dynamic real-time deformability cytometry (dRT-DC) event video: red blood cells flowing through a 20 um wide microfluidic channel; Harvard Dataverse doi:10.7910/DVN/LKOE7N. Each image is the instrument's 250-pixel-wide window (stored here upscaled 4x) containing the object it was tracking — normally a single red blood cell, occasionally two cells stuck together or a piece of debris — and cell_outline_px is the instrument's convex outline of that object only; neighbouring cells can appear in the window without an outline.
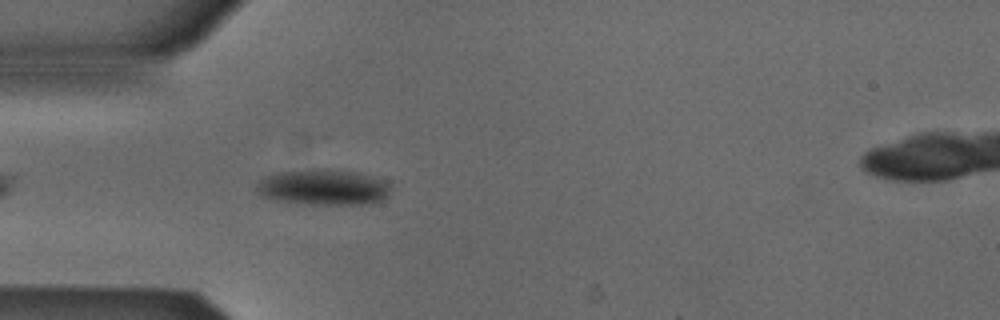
{"species": "Egyptian fruit bat (a non-hibernating species)", "species_latin": "Rousettus aegyptiacus", "temperature_condition": "cold", "stored_images_in_passage": 43, "segment_of_instrument_passage": [1, 2], "camera_frame_rate_fps": 3000, "um_per_image_px": 0.085, "animal": {"sex": "male"}, "frame": {"image": 1, "passage_image": 4, "time_ms": 1.0, "image_size_px": [1000, 320], "cell_outline_px": [[392, 188], [388, 196], [384, 200], [364, 204], [296, 204], [276, 200], [260, 196], [256, 192], [256, 184], [264, 176], [276, 172], [308, 168], [328, 168], [360, 172], [384, 180]], "centroid_in_image_um": [27.46, 15.9], "position_along_channel_um": 57.5, "area_um2": 28.84}}
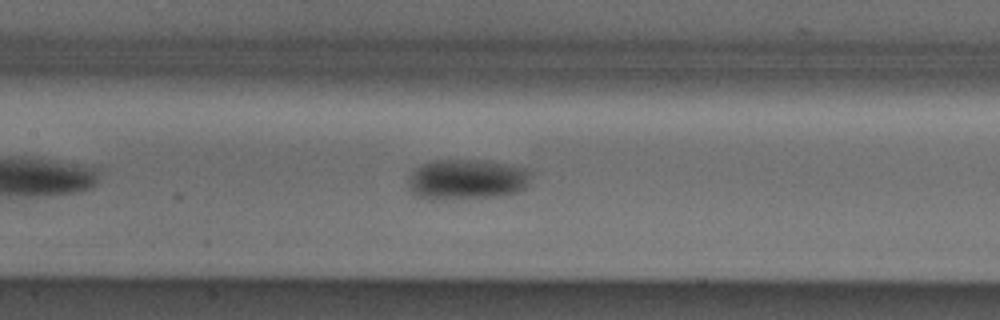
{"frame": {"image": 2, "passage_image": 13, "time_ms": 4.0, "image_size_px": [1000, 320], "cell_outline_px": [[528, 184], [524, 188], [516, 192], [504, 196], [428, 200], [416, 196], [408, 188], [408, 180], [412, 172], [420, 164], [432, 160], [484, 160], [528, 168]], "centroid_in_image_um": [39.63, 15.25], "position_along_channel_um": 167.8, "area_um2": 29.07}}
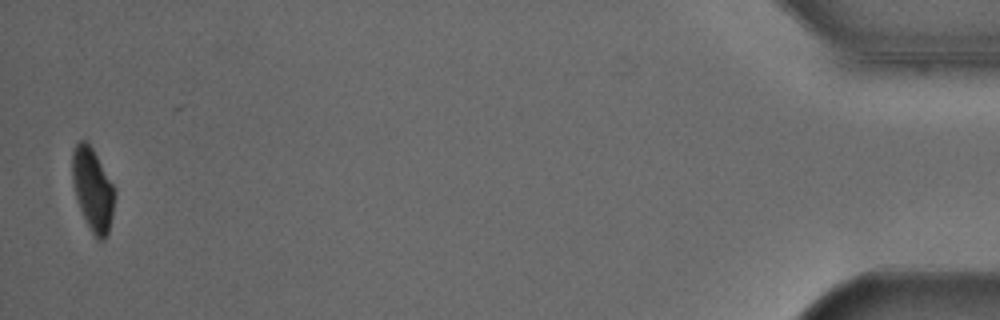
{"frame": {"image": 3, "passage_image": 41, "time_ms": 13.333, "image_size_px": [1000, 320], "cell_outline_px": [[116, 196], [112, 216], [108, 232], [104, 240], [96, 240], [80, 208], [76, 196], [72, 180], [72, 152], [76, 144], [80, 140], [88, 140], [112, 184], [116, 192]], "centroid_in_image_um": [7.88, 16.09], "position_along_channel_um": 427.3, "area_um2": 20.29}}